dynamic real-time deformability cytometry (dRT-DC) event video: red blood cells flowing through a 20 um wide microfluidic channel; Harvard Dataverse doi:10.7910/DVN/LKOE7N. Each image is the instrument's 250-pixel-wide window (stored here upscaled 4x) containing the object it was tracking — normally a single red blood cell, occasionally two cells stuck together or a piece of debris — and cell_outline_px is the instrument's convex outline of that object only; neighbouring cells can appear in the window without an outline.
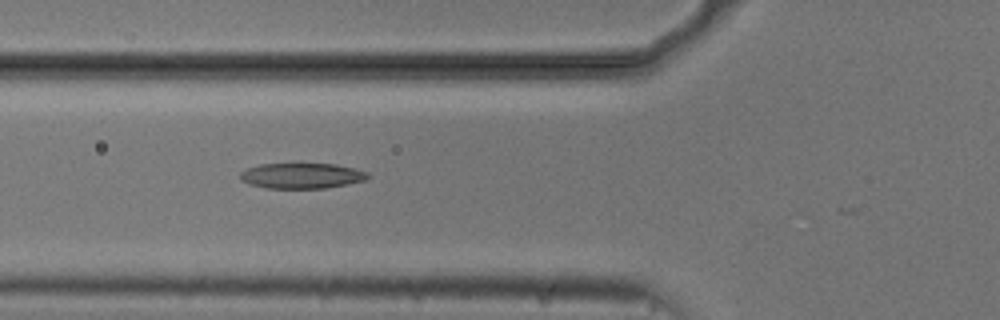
{"species": "common noctule bat (a hibernating species)", "species_latin": "Nyctalus noctula", "temperature_condition": "cold", "stored_images_in_passage": 20, "camera_frame_rate_fps": 3000, "um_per_image_px": 0.085, "animal": {"sex": "male", "body_mass_g": 20.5, "forearm_length_mm": 52.5}, "frame": {"image": 1, "passage_image": 16, "time_ms": 5.0, "image_size_px": [1000, 320], "cell_outline_px": [[372, 176], [368, 180], [348, 184], [324, 188], [268, 188], [248, 184], [240, 180], [240, 172], [248, 168], [260, 164], [336, 164], [368, 172]], "centroid_in_image_um": [25.68, 14.94], "position_along_channel_um": 100.1, "area_um2": 19.02}}
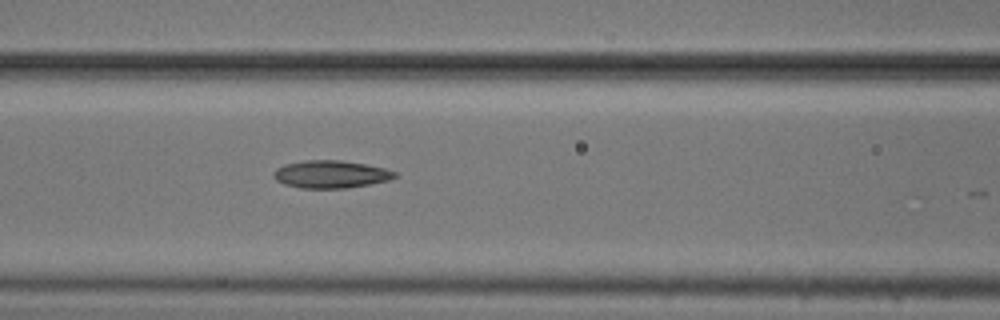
{"frame": {"image": 2, "passage_image": 19, "time_ms": 6.0, "image_size_px": [1000, 320], "cell_outline_px": [[396, 176], [388, 180], [348, 188], [300, 188], [284, 184], [276, 180], [272, 176], [272, 172], [276, 168], [284, 164], [304, 160], [340, 160], [364, 164], [384, 168], [396, 172]], "centroid_in_image_um": [28.05, 14.81], "position_along_channel_um": 138.5, "area_um2": 19.48}}